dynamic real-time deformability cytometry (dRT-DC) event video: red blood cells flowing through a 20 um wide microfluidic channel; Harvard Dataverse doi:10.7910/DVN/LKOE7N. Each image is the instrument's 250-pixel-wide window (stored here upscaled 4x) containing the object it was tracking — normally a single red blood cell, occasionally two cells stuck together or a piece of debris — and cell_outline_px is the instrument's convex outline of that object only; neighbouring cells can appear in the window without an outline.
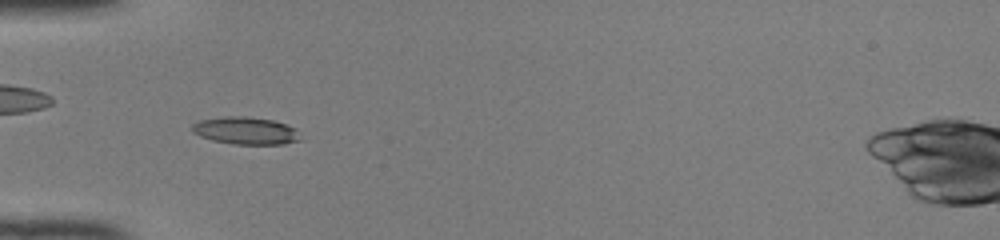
{"species": "common noctule bat (a hibernating species)", "species_latin": "Nyctalus noctula", "temperature_condition": "room temperature", "stored_images_in_passage": 50, "camera_frame_rate_fps": 3000, "um_per_image_px": 0.085, "animal": {"sex": "female", "body_mass_g": 22.0, "forearm_length_mm": 56.7}, "frame": {"image": 1, "passage_image": 17, "time_ms": 5.333, "image_size_px": [1000, 240], "cell_outline_px": [[300, 140], [284, 144], [232, 144], [212, 140], [200, 136], [192, 132], [192, 124], [200, 120], [224, 116], [248, 116], [272, 120], [296, 128]], "centroid_in_image_um": [20.85, 11.1], "position_along_channel_um": 64.1, "area_um2": 17.28}}
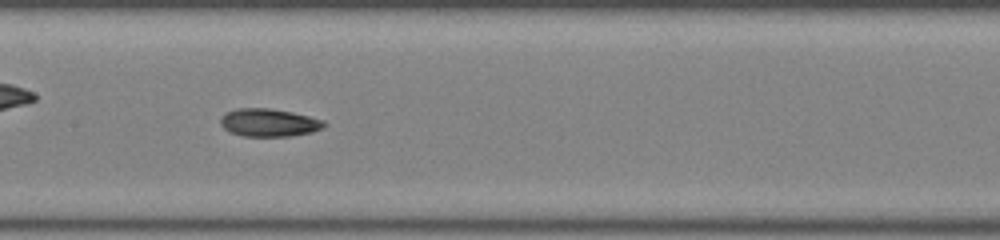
{"frame": {"image": 2, "passage_image": 26, "time_ms": 8.333, "image_size_px": [1000, 240], "cell_outline_px": [[328, 124], [324, 128], [312, 132], [292, 136], [244, 136], [228, 132], [220, 124], [220, 116], [236, 108], [268, 108], [292, 112], [324, 120]], "centroid_in_image_um": [22.87, 10.43], "position_along_channel_um": 184.5, "area_um2": 16.99}}
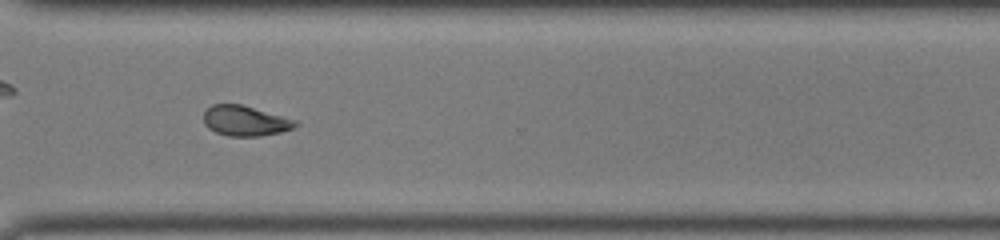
{"frame": {"image": 3, "passage_image": 38, "time_ms": 12.333, "image_size_px": [1000, 240], "cell_outline_px": [[300, 124], [292, 128], [280, 132], [260, 136], [228, 136], [216, 132], [208, 128], [204, 124], [204, 112], [212, 104], [240, 104], [296, 120]], "centroid_in_image_um": [20.82, 10.27], "position_along_channel_um": 349.8, "area_um2": 16.01}, "authors_computed_cell_mechanics": {"area_um2": 16.7042, "velocity_mm_per_s": 4.1273, "shape_relaxation_time_tau1_ms": 6.463, "shape_relaxation_time_tau2_ms": 1.5176, "deformation_change_tau1": 0.1733, "deformation_change_tau2": 0.0702}}